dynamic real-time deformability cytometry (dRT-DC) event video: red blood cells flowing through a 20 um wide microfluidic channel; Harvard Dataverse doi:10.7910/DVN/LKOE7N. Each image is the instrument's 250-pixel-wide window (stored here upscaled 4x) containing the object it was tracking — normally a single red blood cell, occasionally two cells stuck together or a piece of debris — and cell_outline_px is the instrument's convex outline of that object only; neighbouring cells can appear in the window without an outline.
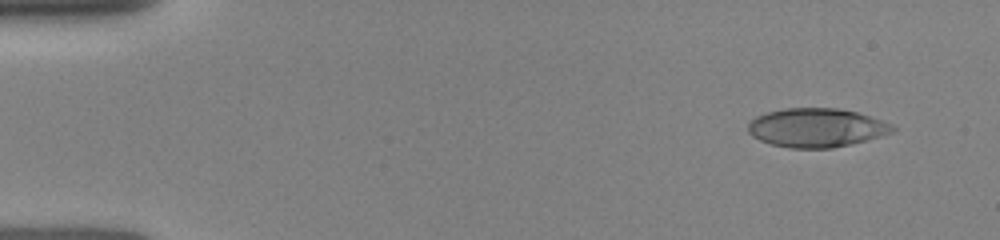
{"species": "human", "species_latin": "Homo sapiens", "temperature_condition": "room temperature", "stored_images_in_passage": 7, "camera_frame_rate_fps": 3000, "um_per_image_px": 0.085, "donor": {"sex": "female"}, "frame": {"image": 1, "passage_image": 2, "time_ms": 1.0, "image_size_px": [1000, 240], "cell_outline_px": [[896, 132], [832, 148], [788, 148], [772, 144], [760, 140], [752, 136], [748, 132], [748, 124], [756, 116], [768, 112], [784, 108], [840, 108], [856, 112], [892, 124], [896, 128]], "centroid_in_image_um": [69.39, 10.85], "position_along_channel_um": 15.6, "area_um2": 32.54}}
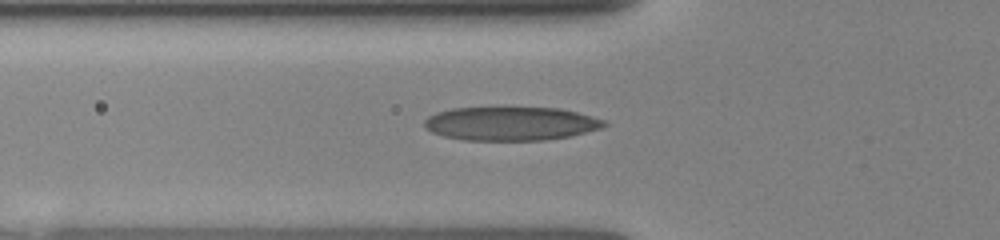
{"frame": {"image": 2, "passage_image": 7, "time_ms": 5.333, "image_size_px": [1000, 240], "cell_outline_px": [[608, 124], [600, 128], [568, 136], [544, 140], [464, 140], [444, 136], [432, 132], [424, 128], [424, 120], [428, 116], [436, 112], [452, 108], [508, 104], [560, 108], [592, 116], [604, 120]], "centroid_in_image_um": [43.36, 10.44], "position_along_channel_um": 82.4, "area_um2": 36.65}}